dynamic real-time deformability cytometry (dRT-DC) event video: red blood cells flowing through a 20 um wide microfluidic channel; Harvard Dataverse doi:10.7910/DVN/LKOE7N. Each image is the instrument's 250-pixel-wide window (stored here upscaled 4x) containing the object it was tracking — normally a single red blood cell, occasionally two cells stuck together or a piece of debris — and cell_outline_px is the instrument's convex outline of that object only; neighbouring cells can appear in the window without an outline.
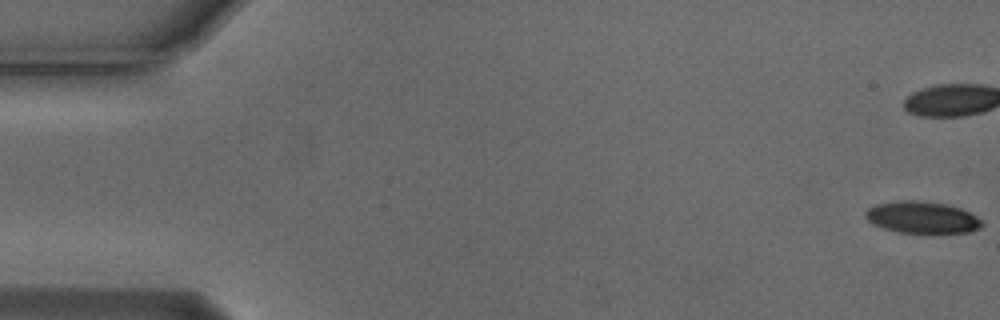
{"species": "Egyptian fruit bat (a non-hibernating species)", "species_latin": "Rousettus aegyptiacus", "temperature_condition": "cold", "stored_images_in_passage": 8, "camera_frame_rate_fps": 3000, "um_per_image_px": 0.085, "animal": {"sex": "male"}, "frame": {"image": 1, "passage_image": 1, "time_ms": 0.0, "image_size_px": [1000, 320], "cell_outline_px": [[984, 224], [980, 228], [968, 232], [896, 232], [872, 224], [864, 216], [864, 212], [868, 208], [876, 204], [900, 200], [920, 200], [944, 204], [960, 208], [976, 216]], "centroid_in_image_um": [78.33, 18.46], "position_along_channel_um": 6.7, "area_um2": 21.44}}
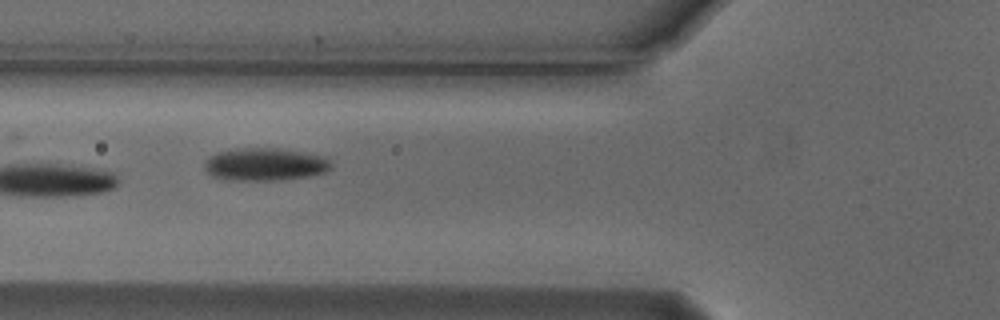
{"frame": {"image": 2, "passage_image": 7, "time_ms": 2.0, "image_size_px": [1000, 320], "cell_outline_px": [[332, 168], [324, 172], [308, 176], [272, 180], [240, 180], [212, 176], [204, 168], [204, 160], [208, 156], [216, 152], [236, 148], [272, 148], [300, 152], [324, 156], [332, 164]], "centroid_in_image_um": [22.48, 13.95], "position_along_channel_um": 103.3, "area_um2": 23.87}}